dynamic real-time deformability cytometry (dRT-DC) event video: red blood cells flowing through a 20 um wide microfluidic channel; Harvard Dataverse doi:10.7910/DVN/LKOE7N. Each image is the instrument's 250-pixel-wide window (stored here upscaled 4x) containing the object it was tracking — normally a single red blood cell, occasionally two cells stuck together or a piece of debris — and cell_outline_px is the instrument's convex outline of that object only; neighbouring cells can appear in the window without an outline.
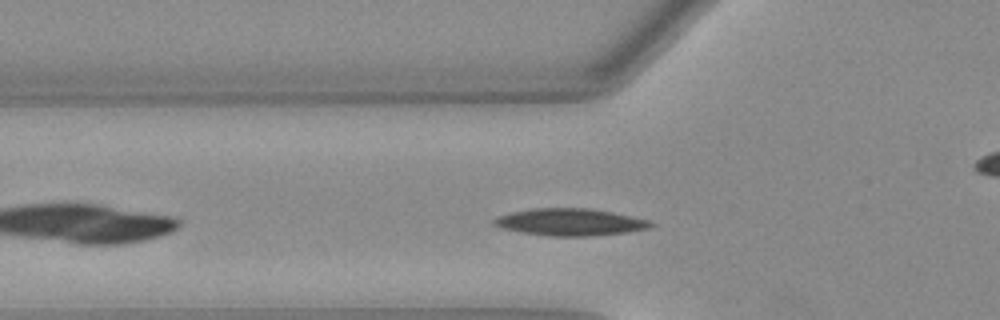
{"species": "Egyptian fruit bat (a non-hibernating species)", "species_latin": "Rousettus aegyptiacus", "temperature_condition": "warm", "stored_images_in_passage": 41, "camera_frame_rate_fps": 3000, "um_per_image_px": 0.085, "animal": {"sex": "female"}, "frame": {"image": 1, "passage_image": 6, "time_ms": 1.667, "image_size_px": [1000, 320], "cell_outline_px": [[656, 224], [652, 228], [628, 232], [592, 236], [552, 236], [520, 232], [504, 228], [492, 224], [492, 220], [496, 216], [512, 212], [536, 208], [588, 208], [612, 212], [648, 220]], "centroid_in_image_um": [48.48, 18.88], "position_along_channel_um": 77.3, "area_um2": 24.74}}
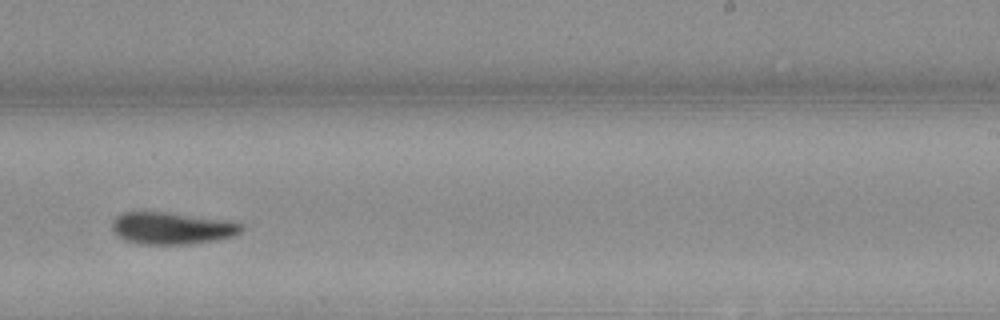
{"frame": {"image": 2, "passage_image": 21, "time_ms": 6.667, "image_size_px": [1000, 320], "cell_outline_px": [[244, 228], [240, 232], [232, 236], [216, 240], [188, 244], [136, 244], [124, 240], [116, 236], [112, 228], [112, 220], [116, 216], [124, 212], [164, 212], [228, 220], [240, 224]], "centroid_in_image_um": [14.56, 19.4], "position_along_channel_um": 274.4, "area_um2": 24.16}}
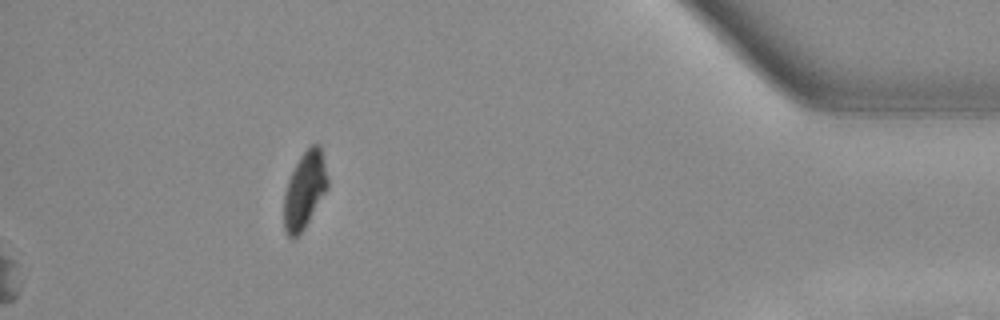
{"frame": {"image": 3, "passage_image": 41, "time_ms": 13.333, "image_size_px": [1000, 320], "cell_outline_px": [[328, 188], [304, 228], [292, 240], [288, 236], [284, 228], [284, 192], [288, 180], [300, 156], [312, 144], [320, 144], [328, 180]], "centroid_in_image_um": [25.89, 16.16], "position_along_channel_um": 409.3, "area_um2": 19.31}, "authors_computed_cell_mechanics": {"area_um2": 23.5246, "velocity_mm_per_s": 3.9536, "shape_relaxation_time_tau1_ms": 3.4224, "shape_relaxation_time_tau2_ms": null, "deformation_change_tau1": 0.1108, "deformation_change_tau2": null}}